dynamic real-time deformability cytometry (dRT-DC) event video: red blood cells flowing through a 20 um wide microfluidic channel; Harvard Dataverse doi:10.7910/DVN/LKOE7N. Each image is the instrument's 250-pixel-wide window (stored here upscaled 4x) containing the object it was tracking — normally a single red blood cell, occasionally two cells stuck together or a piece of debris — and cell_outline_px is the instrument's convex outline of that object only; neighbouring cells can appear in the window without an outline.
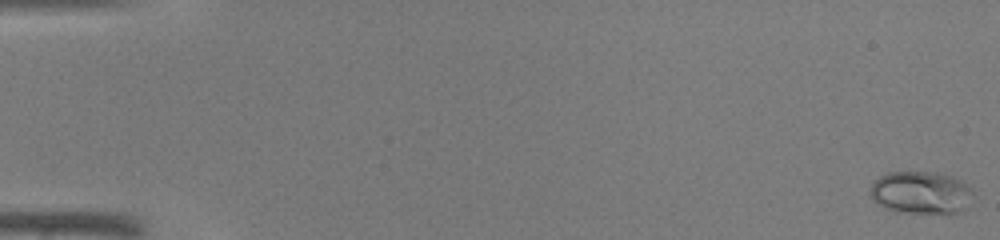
{"species": "common noctule bat (a hibernating species)", "species_latin": "Nyctalus noctula", "temperature_condition": "warm", "stored_images_in_passage": 14, "camera_frame_rate_fps": 3000, "um_per_image_px": 0.085, "animal": {"sex": "male", "body_mass_g": 19.0, "forearm_length_mm": 50.8}, "frame": {"image": 1, "passage_image": 1, "time_ms": 0.0, "image_size_px": [1000, 240], "cell_outline_px": [[972, 192], [968, 208], [952, 212], [896, 212], [884, 208], [876, 204], [872, 200], [868, 192], [872, 184], [880, 176], [888, 172], [936, 172], [952, 176], [960, 180], [972, 188]], "centroid_in_image_um": [78.23, 16.36], "position_along_channel_um": 6.8, "area_um2": 25.55}}